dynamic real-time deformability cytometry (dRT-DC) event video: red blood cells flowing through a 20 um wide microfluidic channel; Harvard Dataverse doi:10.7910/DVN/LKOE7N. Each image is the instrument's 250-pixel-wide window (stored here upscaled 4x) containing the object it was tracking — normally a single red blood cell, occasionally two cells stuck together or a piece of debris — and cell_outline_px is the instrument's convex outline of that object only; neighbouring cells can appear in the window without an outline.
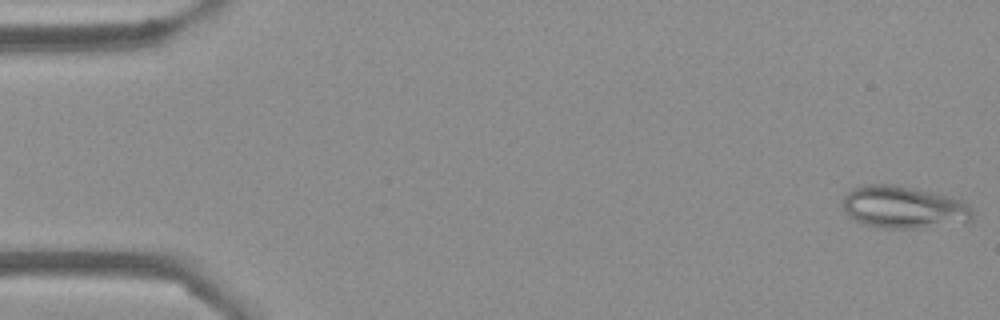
{"species": "Egyptian fruit bat (a non-hibernating species)", "species_latin": "Rousettus aegyptiacus", "temperature_condition": "cold", "stored_images_in_passage": 54, "camera_frame_rate_fps": 3000, "um_per_image_px": 0.085, "frame": {"image": 1, "passage_image": 1, "time_ms": 0.0, "image_size_px": [1000, 320], "cell_outline_px": [[972, 220], [916, 228], [884, 228], [864, 224], [848, 216], [844, 208], [844, 196], [852, 188], [864, 184], [892, 184], [916, 188], [936, 192], [960, 200], [968, 204], [972, 208]], "centroid_in_image_um": [76.78, 17.59], "position_along_channel_um": 8.2, "area_um2": 31.79}}
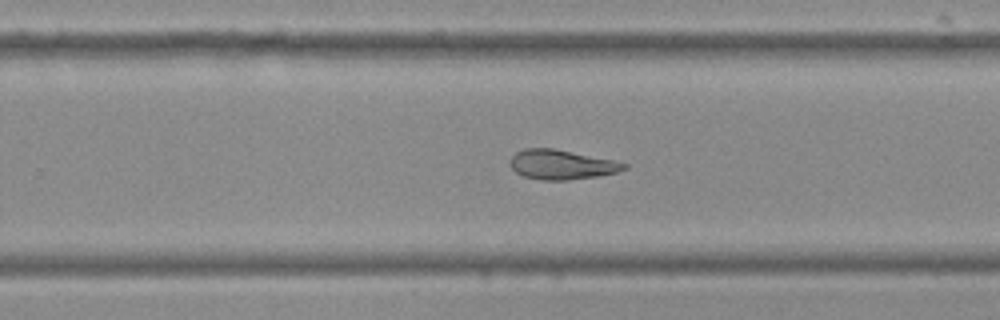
{"frame": {"image": 2, "passage_image": 34, "time_ms": 11.0, "image_size_px": [1000, 320], "cell_outline_px": [[628, 168], [616, 172], [596, 176], [568, 180], [544, 180], [524, 176], [516, 172], [508, 164], [508, 160], [516, 152], [524, 148], [552, 148], [612, 160], [628, 164]], "centroid_in_image_um": [47.68, 13.99], "position_along_channel_um": 282.1, "area_um2": 19.48}}
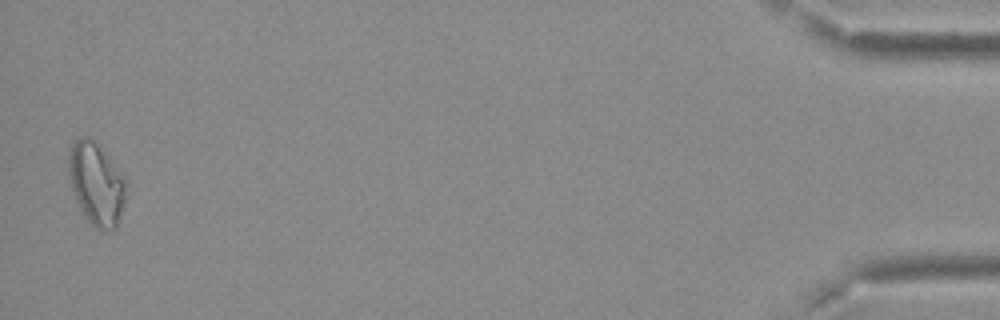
{"frame": {"image": 3, "passage_image": 53, "time_ms": 17.333, "image_size_px": [1000, 320], "cell_outline_px": [[124, 200], [116, 228], [92, 228], [80, 208], [76, 200], [72, 188], [68, 172], [68, 152], [72, 144], [80, 136], [92, 136], [112, 160], [124, 180]], "centroid_in_image_um": [8.13, 15.56], "position_along_channel_um": 427.1, "area_um2": 27.22}, "authors_computed_cell_mechanics": {"area_um2": 22.4553, "velocity_mm_per_s": 3.7286, "shape_relaxation_time_tau1_ms": null, "shape_relaxation_time_tau2_ms": 9.5971, "deformation_change_tau1": null, "deformation_change_tau2": 0.1665}}